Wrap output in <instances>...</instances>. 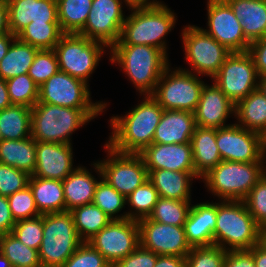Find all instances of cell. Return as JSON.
<instances>
[{"label":"cell","instance_id":"41","mask_svg":"<svg viewBox=\"0 0 266 267\" xmlns=\"http://www.w3.org/2000/svg\"><path fill=\"white\" fill-rule=\"evenodd\" d=\"M10 102L32 108L39 98V86L28 74L15 76L6 80Z\"/></svg>","mask_w":266,"mask_h":267},{"label":"cell","instance_id":"18","mask_svg":"<svg viewBox=\"0 0 266 267\" xmlns=\"http://www.w3.org/2000/svg\"><path fill=\"white\" fill-rule=\"evenodd\" d=\"M216 144L222 161L264 162L260 157L259 133L238 123L216 129Z\"/></svg>","mask_w":266,"mask_h":267},{"label":"cell","instance_id":"12","mask_svg":"<svg viewBox=\"0 0 266 267\" xmlns=\"http://www.w3.org/2000/svg\"><path fill=\"white\" fill-rule=\"evenodd\" d=\"M212 79L235 105L257 89L259 83L253 58L248 51L232 52Z\"/></svg>","mask_w":266,"mask_h":267},{"label":"cell","instance_id":"42","mask_svg":"<svg viewBox=\"0 0 266 267\" xmlns=\"http://www.w3.org/2000/svg\"><path fill=\"white\" fill-rule=\"evenodd\" d=\"M58 71L59 65L55 50L40 49L37 51L34 62L27 74L38 86H41Z\"/></svg>","mask_w":266,"mask_h":267},{"label":"cell","instance_id":"1","mask_svg":"<svg viewBox=\"0 0 266 267\" xmlns=\"http://www.w3.org/2000/svg\"><path fill=\"white\" fill-rule=\"evenodd\" d=\"M163 111L162 106L151 95H145L144 100L124 117H111L110 125L113 130L106 144L119 153L140 154L152 144Z\"/></svg>","mask_w":266,"mask_h":267},{"label":"cell","instance_id":"6","mask_svg":"<svg viewBox=\"0 0 266 267\" xmlns=\"http://www.w3.org/2000/svg\"><path fill=\"white\" fill-rule=\"evenodd\" d=\"M264 163L221 161L201 179L218 199L243 201L266 173Z\"/></svg>","mask_w":266,"mask_h":267},{"label":"cell","instance_id":"5","mask_svg":"<svg viewBox=\"0 0 266 267\" xmlns=\"http://www.w3.org/2000/svg\"><path fill=\"white\" fill-rule=\"evenodd\" d=\"M115 44L150 45L167 54L163 40L176 23V15L167 5L131 8Z\"/></svg>","mask_w":266,"mask_h":267},{"label":"cell","instance_id":"54","mask_svg":"<svg viewBox=\"0 0 266 267\" xmlns=\"http://www.w3.org/2000/svg\"><path fill=\"white\" fill-rule=\"evenodd\" d=\"M10 32L9 29V10L7 1L0 2V36Z\"/></svg>","mask_w":266,"mask_h":267},{"label":"cell","instance_id":"14","mask_svg":"<svg viewBox=\"0 0 266 267\" xmlns=\"http://www.w3.org/2000/svg\"><path fill=\"white\" fill-rule=\"evenodd\" d=\"M88 242L114 266L140 245L139 223L130 219L112 220Z\"/></svg>","mask_w":266,"mask_h":267},{"label":"cell","instance_id":"22","mask_svg":"<svg viewBox=\"0 0 266 267\" xmlns=\"http://www.w3.org/2000/svg\"><path fill=\"white\" fill-rule=\"evenodd\" d=\"M9 29L17 36L28 24L35 22H58L55 0H7Z\"/></svg>","mask_w":266,"mask_h":267},{"label":"cell","instance_id":"25","mask_svg":"<svg viewBox=\"0 0 266 267\" xmlns=\"http://www.w3.org/2000/svg\"><path fill=\"white\" fill-rule=\"evenodd\" d=\"M240 21L249 43L266 36V0H225Z\"/></svg>","mask_w":266,"mask_h":267},{"label":"cell","instance_id":"31","mask_svg":"<svg viewBox=\"0 0 266 267\" xmlns=\"http://www.w3.org/2000/svg\"><path fill=\"white\" fill-rule=\"evenodd\" d=\"M238 125L257 133L266 129V97L259 88L235 105Z\"/></svg>","mask_w":266,"mask_h":267},{"label":"cell","instance_id":"52","mask_svg":"<svg viewBox=\"0 0 266 267\" xmlns=\"http://www.w3.org/2000/svg\"><path fill=\"white\" fill-rule=\"evenodd\" d=\"M15 223L7 197L0 195V235L11 233Z\"/></svg>","mask_w":266,"mask_h":267},{"label":"cell","instance_id":"49","mask_svg":"<svg viewBox=\"0 0 266 267\" xmlns=\"http://www.w3.org/2000/svg\"><path fill=\"white\" fill-rule=\"evenodd\" d=\"M156 260L157 254L140 244L131 254L119 260L112 267H154Z\"/></svg>","mask_w":266,"mask_h":267},{"label":"cell","instance_id":"53","mask_svg":"<svg viewBox=\"0 0 266 267\" xmlns=\"http://www.w3.org/2000/svg\"><path fill=\"white\" fill-rule=\"evenodd\" d=\"M154 267H185V257L157 255Z\"/></svg>","mask_w":266,"mask_h":267},{"label":"cell","instance_id":"50","mask_svg":"<svg viewBox=\"0 0 266 267\" xmlns=\"http://www.w3.org/2000/svg\"><path fill=\"white\" fill-rule=\"evenodd\" d=\"M248 52L253 58L258 76H266V36L250 43Z\"/></svg>","mask_w":266,"mask_h":267},{"label":"cell","instance_id":"36","mask_svg":"<svg viewBox=\"0 0 266 267\" xmlns=\"http://www.w3.org/2000/svg\"><path fill=\"white\" fill-rule=\"evenodd\" d=\"M63 34L59 22L32 21L16 37L40 50L54 49Z\"/></svg>","mask_w":266,"mask_h":267},{"label":"cell","instance_id":"60","mask_svg":"<svg viewBox=\"0 0 266 267\" xmlns=\"http://www.w3.org/2000/svg\"><path fill=\"white\" fill-rule=\"evenodd\" d=\"M259 244L266 249V227L260 228Z\"/></svg>","mask_w":266,"mask_h":267},{"label":"cell","instance_id":"9","mask_svg":"<svg viewBox=\"0 0 266 267\" xmlns=\"http://www.w3.org/2000/svg\"><path fill=\"white\" fill-rule=\"evenodd\" d=\"M108 48L80 34L64 33L54 50L58 58L59 71L65 72L88 84L90 75Z\"/></svg>","mask_w":266,"mask_h":267},{"label":"cell","instance_id":"51","mask_svg":"<svg viewBox=\"0 0 266 267\" xmlns=\"http://www.w3.org/2000/svg\"><path fill=\"white\" fill-rule=\"evenodd\" d=\"M224 267H256L250 250L226 251Z\"/></svg>","mask_w":266,"mask_h":267},{"label":"cell","instance_id":"37","mask_svg":"<svg viewBox=\"0 0 266 267\" xmlns=\"http://www.w3.org/2000/svg\"><path fill=\"white\" fill-rule=\"evenodd\" d=\"M0 252L12 267H42L38 250L26 246L12 233L0 235Z\"/></svg>","mask_w":266,"mask_h":267},{"label":"cell","instance_id":"62","mask_svg":"<svg viewBox=\"0 0 266 267\" xmlns=\"http://www.w3.org/2000/svg\"><path fill=\"white\" fill-rule=\"evenodd\" d=\"M0 267H12L9 260L0 252Z\"/></svg>","mask_w":266,"mask_h":267},{"label":"cell","instance_id":"15","mask_svg":"<svg viewBox=\"0 0 266 267\" xmlns=\"http://www.w3.org/2000/svg\"><path fill=\"white\" fill-rule=\"evenodd\" d=\"M122 0H93L84 28L78 33L111 48L120 37L125 22Z\"/></svg>","mask_w":266,"mask_h":267},{"label":"cell","instance_id":"48","mask_svg":"<svg viewBox=\"0 0 266 267\" xmlns=\"http://www.w3.org/2000/svg\"><path fill=\"white\" fill-rule=\"evenodd\" d=\"M61 267L112 266L89 242H83Z\"/></svg>","mask_w":266,"mask_h":267},{"label":"cell","instance_id":"56","mask_svg":"<svg viewBox=\"0 0 266 267\" xmlns=\"http://www.w3.org/2000/svg\"><path fill=\"white\" fill-rule=\"evenodd\" d=\"M126 4V6H129V9L131 8H138V7H157L164 5L162 2H159L157 0H123Z\"/></svg>","mask_w":266,"mask_h":267},{"label":"cell","instance_id":"29","mask_svg":"<svg viewBox=\"0 0 266 267\" xmlns=\"http://www.w3.org/2000/svg\"><path fill=\"white\" fill-rule=\"evenodd\" d=\"M28 185L33 192L35 205L41 215L65 211L62 181L30 175Z\"/></svg>","mask_w":266,"mask_h":267},{"label":"cell","instance_id":"24","mask_svg":"<svg viewBox=\"0 0 266 267\" xmlns=\"http://www.w3.org/2000/svg\"><path fill=\"white\" fill-rule=\"evenodd\" d=\"M196 127L195 114L185 110H164L152 143H190Z\"/></svg>","mask_w":266,"mask_h":267},{"label":"cell","instance_id":"27","mask_svg":"<svg viewBox=\"0 0 266 267\" xmlns=\"http://www.w3.org/2000/svg\"><path fill=\"white\" fill-rule=\"evenodd\" d=\"M190 143L195 173L201 179L222 161L216 144V129L196 126Z\"/></svg>","mask_w":266,"mask_h":267},{"label":"cell","instance_id":"45","mask_svg":"<svg viewBox=\"0 0 266 267\" xmlns=\"http://www.w3.org/2000/svg\"><path fill=\"white\" fill-rule=\"evenodd\" d=\"M7 199L15 222L41 215L35 205L33 192L29 185L11 194Z\"/></svg>","mask_w":266,"mask_h":267},{"label":"cell","instance_id":"61","mask_svg":"<svg viewBox=\"0 0 266 267\" xmlns=\"http://www.w3.org/2000/svg\"><path fill=\"white\" fill-rule=\"evenodd\" d=\"M258 88L266 97V76L259 77Z\"/></svg>","mask_w":266,"mask_h":267},{"label":"cell","instance_id":"13","mask_svg":"<svg viewBox=\"0 0 266 267\" xmlns=\"http://www.w3.org/2000/svg\"><path fill=\"white\" fill-rule=\"evenodd\" d=\"M89 85L58 71L39 86L38 102L78 109H106L105 102H92Z\"/></svg>","mask_w":266,"mask_h":267},{"label":"cell","instance_id":"33","mask_svg":"<svg viewBox=\"0 0 266 267\" xmlns=\"http://www.w3.org/2000/svg\"><path fill=\"white\" fill-rule=\"evenodd\" d=\"M31 137V108L12 104L0 111V140Z\"/></svg>","mask_w":266,"mask_h":267},{"label":"cell","instance_id":"4","mask_svg":"<svg viewBox=\"0 0 266 267\" xmlns=\"http://www.w3.org/2000/svg\"><path fill=\"white\" fill-rule=\"evenodd\" d=\"M259 237L260 227L244 201L220 200L217 203L214 245L225 251L250 250L259 243Z\"/></svg>","mask_w":266,"mask_h":267},{"label":"cell","instance_id":"55","mask_svg":"<svg viewBox=\"0 0 266 267\" xmlns=\"http://www.w3.org/2000/svg\"><path fill=\"white\" fill-rule=\"evenodd\" d=\"M250 251L253 254L256 267H266V249L258 243Z\"/></svg>","mask_w":266,"mask_h":267},{"label":"cell","instance_id":"47","mask_svg":"<svg viewBox=\"0 0 266 267\" xmlns=\"http://www.w3.org/2000/svg\"><path fill=\"white\" fill-rule=\"evenodd\" d=\"M29 178L27 172L0 162V195L9 197L24 189L28 186Z\"/></svg>","mask_w":266,"mask_h":267},{"label":"cell","instance_id":"58","mask_svg":"<svg viewBox=\"0 0 266 267\" xmlns=\"http://www.w3.org/2000/svg\"><path fill=\"white\" fill-rule=\"evenodd\" d=\"M15 38L16 36H14L12 33L0 36V61L8 52V49Z\"/></svg>","mask_w":266,"mask_h":267},{"label":"cell","instance_id":"23","mask_svg":"<svg viewBox=\"0 0 266 267\" xmlns=\"http://www.w3.org/2000/svg\"><path fill=\"white\" fill-rule=\"evenodd\" d=\"M217 203H197L191 206L184 229L191 247L214 245Z\"/></svg>","mask_w":266,"mask_h":267},{"label":"cell","instance_id":"30","mask_svg":"<svg viewBox=\"0 0 266 267\" xmlns=\"http://www.w3.org/2000/svg\"><path fill=\"white\" fill-rule=\"evenodd\" d=\"M37 141L32 137L21 140H0V162L32 175L36 167Z\"/></svg>","mask_w":266,"mask_h":267},{"label":"cell","instance_id":"57","mask_svg":"<svg viewBox=\"0 0 266 267\" xmlns=\"http://www.w3.org/2000/svg\"><path fill=\"white\" fill-rule=\"evenodd\" d=\"M11 105L12 103L9 99L6 80L0 78V111Z\"/></svg>","mask_w":266,"mask_h":267},{"label":"cell","instance_id":"44","mask_svg":"<svg viewBox=\"0 0 266 267\" xmlns=\"http://www.w3.org/2000/svg\"><path fill=\"white\" fill-rule=\"evenodd\" d=\"M11 233L26 246L39 250L43 239V214L16 222Z\"/></svg>","mask_w":266,"mask_h":267},{"label":"cell","instance_id":"34","mask_svg":"<svg viewBox=\"0 0 266 267\" xmlns=\"http://www.w3.org/2000/svg\"><path fill=\"white\" fill-rule=\"evenodd\" d=\"M70 212L75 229L83 242H88L112 221L106 213L93 203L75 207Z\"/></svg>","mask_w":266,"mask_h":267},{"label":"cell","instance_id":"32","mask_svg":"<svg viewBox=\"0 0 266 267\" xmlns=\"http://www.w3.org/2000/svg\"><path fill=\"white\" fill-rule=\"evenodd\" d=\"M38 50V48L24 43L16 37L0 61V78L7 80L27 74Z\"/></svg>","mask_w":266,"mask_h":267},{"label":"cell","instance_id":"43","mask_svg":"<svg viewBox=\"0 0 266 267\" xmlns=\"http://www.w3.org/2000/svg\"><path fill=\"white\" fill-rule=\"evenodd\" d=\"M226 251L217 246L192 247L185 257V267H224Z\"/></svg>","mask_w":266,"mask_h":267},{"label":"cell","instance_id":"11","mask_svg":"<svg viewBox=\"0 0 266 267\" xmlns=\"http://www.w3.org/2000/svg\"><path fill=\"white\" fill-rule=\"evenodd\" d=\"M181 35L185 59L196 75H207L212 79L232 53L201 27L188 25L184 27Z\"/></svg>","mask_w":266,"mask_h":267},{"label":"cell","instance_id":"19","mask_svg":"<svg viewBox=\"0 0 266 267\" xmlns=\"http://www.w3.org/2000/svg\"><path fill=\"white\" fill-rule=\"evenodd\" d=\"M71 145L37 141L36 167L32 175L63 181L76 169Z\"/></svg>","mask_w":266,"mask_h":267},{"label":"cell","instance_id":"16","mask_svg":"<svg viewBox=\"0 0 266 267\" xmlns=\"http://www.w3.org/2000/svg\"><path fill=\"white\" fill-rule=\"evenodd\" d=\"M208 30L203 29L231 52L248 51L250 43L243 33L240 21L225 0H208Z\"/></svg>","mask_w":266,"mask_h":267},{"label":"cell","instance_id":"59","mask_svg":"<svg viewBox=\"0 0 266 267\" xmlns=\"http://www.w3.org/2000/svg\"><path fill=\"white\" fill-rule=\"evenodd\" d=\"M259 144H260V157L266 164V129H263L259 133Z\"/></svg>","mask_w":266,"mask_h":267},{"label":"cell","instance_id":"40","mask_svg":"<svg viewBox=\"0 0 266 267\" xmlns=\"http://www.w3.org/2000/svg\"><path fill=\"white\" fill-rule=\"evenodd\" d=\"M92 203L99 207L112 220L127 219L126 213L115 216L117 213L121 212L122 208H125L127 203L126 197L120 194L104 179H101L97 183Z\"/></svg>","mask_w":266,"mask_h":267},{"label":"cell","instance_id":"8","mask_svg":"<svg viewBox=\"0 0 266 267\" xmlns=\"http://www.w3.org/2000/svg\"><path fill=\"white\" fill-rule=\"evenodd\" d=\"M170 71L169 67L164 71L151 96L164 110H185L194 113L204 81L188 69L177 68Z\"/></svg>","mask_w":266,"mask_h":267},{"label":"cell","instance_id":"21","mask_svg":"<svg viewBox=\"0 0 266 267\" xmlns=\"http://www.w3.org/2000/svg\"><path fill=\"white\" fill-rule=\"evenodd\" d=\"M194 114L196 126L219 129L228 126L225 122L231 114L235 115V104L215 83H206Z\"/></svg>","mask_w":266,"mask_h":267},{"label":"cell","instance_id":"38","mask_svg":"<svg viewBox=\"0 0 266 267\" xmlns=\"http://www.w3.org/2000/svg\"><path fill=\"white\" fill-rule=\"evenodd\" d=\"M159 198L158 192L153 183L148 179L130 195L126 197L127 204L130 205V212H126L127 219L139 221L147 218L154 210Z\"/></svg>","mask_w":266,"mask_h":267},{"label":"cell","instance_id":"10","mask_svg":"<svg viewBox=\"0 0 266 267\" xmlns=\"http://www.w3.org/2000/svg\"><path fill=\"white\" fill-rule=\"evenodd\" d=\"M108 157L94 163L100 179H104L120 194L127 197L148 180V170L143 157L134 153H119L105 144Z\"/></svg>","mask_w":266,"mask_h":267},{"label":"cell","instance_id":"20","mask_svg":"<svg viewBox=\"0 0 266 267\" xmlns=\"http://www.w3.org/2000/svg\"><path fill=\"white\" fill-rule=\"evenodd\" d=\"M140 155L147 170L195 172L191 143H152Z\"/></svg>","mask_w":266,"mask_h":267},{"label":"cell","instance_id":"46","mask_svg":"<svg viewBox=\"0 0 266 267\" xmlns=\"http://www.w3.org/2000/svg\"><path fill=\"white\" fill-rule=\"evenodd\" d=\"M243 201L257 225L260 228L266 227V173Z\"/></svg>","mask_w":266,"mask_h":267},{"label":"cell","instance_id":"26","mask_svg":"<svg viewBox=\"0 0 266 267\" xmlns=\"http://www.w3.org/2000/svg\"><path fill=\"white\" fill-rule=\"evenodd\" d=\"M196 178L200 177L195 172L148 170V179L162 198L191 201V181Z\"/></svg>","mask_w":266,"mask_h":267},{"label":"cell","instance_id":"35","mask_svg":"<svg viewBox=\"0 0 266 267\" xmlns=\"http://www.w3.org/2000/svg\"><path fill=\"white\" fill-rule=\"evenodd\" d=\"M93 0L57 1L58 22L63 33L78 34L86 24Z\"/></svg>","mask_w":266,"mask_h":267},{"label":"cell","instance_id":"17","mask_svg":"<svg viewBox=\"0 0 266 267\" xmlns=\"http://www.w3.org/2000/svg\"><path fill=\"white\" fill-rule=\"evenodd\" d=\"M140 244L157 255L186 257L192 247L189 245L184 226L155 222L149 217L138 221Z\"/></svg>","mask_w":266,"mask_h":267},{"label":"cell","instance_id":"28","mask_svg":"<svg viewBox=\"0 0 266 267\" xmlns=\"http://www.w3.org/2000/svg\"><path fill=\"white\" fill-rule=\"evenodd\" d=\"M96 179L85 167L78 166L62 181L65 211L92 203L94 191L99 182Z\"/></svg>","mask_w":266,"mask_h":267},{"label":"cell","instance_id":"39","mask_svg":"<svg viewBox=\"0 0 266 267\" xmlns=\"http://www.w3.org/2000/svg\"><path fill=\"white\" fill-rule=\"evenodd\" d=\"M191 206V201L159 197L149 218L163 224L184 226Z\"/></svg>","mask_w":266,"mask_h":267},{"label":"cell","instance_id":"3","mask_svg":"<svg viewBox=\"0 0 266 267\" xmlns=\"http://www.w3.org/2000/svg\"><path fill=\"white\" fill-rule=\"evenodd\" d=\"M104 109H78L37 102L31 108V137L36 141L71 144L70 136Z\"/></svg>","mask_w":266,"mask_h":267},{"label":"cell","instance_id":"7","mask_svg":"<svg viewBox=\"0 0 266 267\" xmlns=\"http://www.w3.org/2000/svg\"><path fill=\"white\" fill-rule=\"evenodd\" d=\"M82 243L70 211L43 214L42 267H61Z\"/></svg>","mask_w":266,"mask_h":267},{"label":"cell","instance_id":"2","mask_svg":"<svg viewBox=\"0 0 266 267\" xmlns=\"http://www.w3.org/2000/svg\"><path fill=\"white\" fill-rule=\"evenodd\" d=\"M110 55L111 62H117L144 96L154 93L160 77L170 67L168 54L150 45L114 44Z\"/></svg>","mask_w":266,"mask_h":267}]
</instances>
